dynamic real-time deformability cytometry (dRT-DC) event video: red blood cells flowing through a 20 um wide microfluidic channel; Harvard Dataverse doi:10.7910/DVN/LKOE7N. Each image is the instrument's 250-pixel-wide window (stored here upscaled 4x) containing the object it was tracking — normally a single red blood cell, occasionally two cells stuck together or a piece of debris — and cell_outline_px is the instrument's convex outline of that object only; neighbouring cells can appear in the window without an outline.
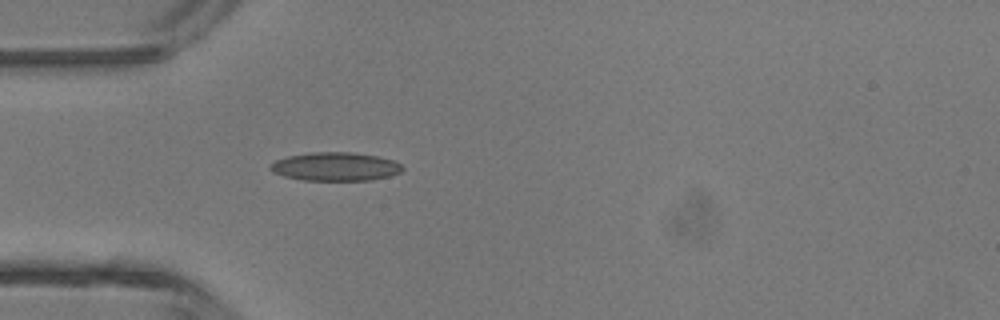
{"species": "common noctule bat (a hibernating species)", "species_latin": "Nyctalus noctula", "temperature_condition": "room temperature", "stored_images_in_passage": 33, "camera_frame_rate_fps": 3000, "um_per_image_px": 0.085, "animal": {"sex": "male", "body_mass_g": 13.3}, "frame": {"image": 1, "passage_image": 1, "time_ms": 0.0, "image_size_px": [1000, 320], "cell_outline_px": [[404, 168], [400, 172], [388, 176], [372, 180], [304, 180], [284, 176], [272, 172], [268, 168], [268, 164], [276, 160], [288, 156], [308, 152], [352, 152], [376, 156], [396, 160]], "centroid_in_image_um": [28.48, 14.15], "position_along_channel_um": 56.5, "area_um2": 22.08}}
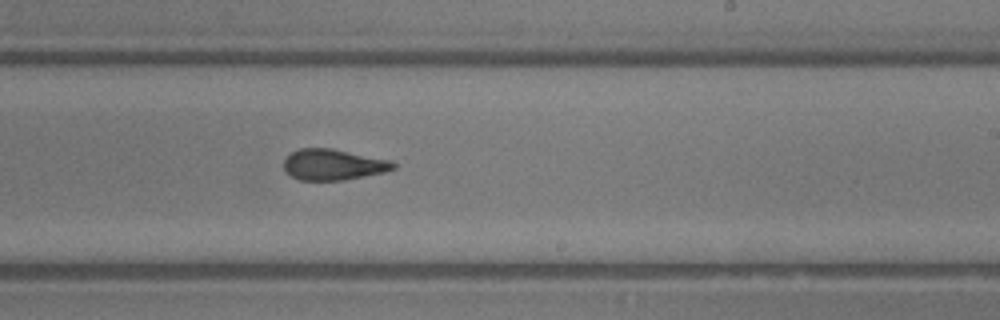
{"frame": {"image": 2, "passage_image": 15, "time_ms": 4.667, "image_size_px": [1000, 320], "cell_outline_px": [[396, 168], [384, 172], [344, 180], [300, 180], [292, 176], [284, 168], [284, 160], [292, 152], [300, 148], [332, 148], [392, 160], [396, 164]], "centroid_in_image_um": [28.36, 13.98], "position_along_channel_um": 260.6, "area_um2": 19.71}}
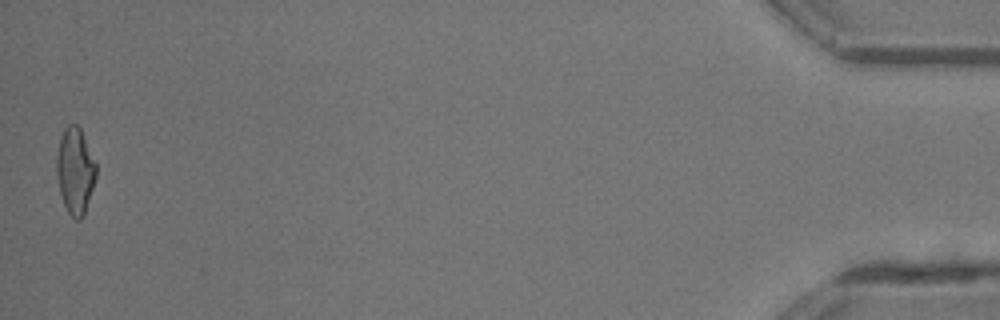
{"frame": {"image": 3, "passage_image": 33, "time_ms": 10.667, "image_size_px": [1000, 320], "cell_outline_px": [[96, 176], [84, 216], [80, 220], [76, 220], [68, 212], [64, 204], [60, 192], [56, 176], [56, 156], [60, 136], [64, 128], [68, 124], [76, 124], [80, 128], [96, 164]], "centroid_in_image_um": [6.37, 14.51], "position_along_channel_um": 428.8, "area_um2": 19.83}, "authors_computed_cell_mechanics": {"area_um2": 19.9988, "velocity_mm_per_s": 4.4623, "shape_relaxation_time_tau1_ms": 3.7975, "shape_relaxation_time_tau2_ms": 1.5422, "deformation_change_tau1": 0.1599, "deformation_change_tau2": 0.1031}}